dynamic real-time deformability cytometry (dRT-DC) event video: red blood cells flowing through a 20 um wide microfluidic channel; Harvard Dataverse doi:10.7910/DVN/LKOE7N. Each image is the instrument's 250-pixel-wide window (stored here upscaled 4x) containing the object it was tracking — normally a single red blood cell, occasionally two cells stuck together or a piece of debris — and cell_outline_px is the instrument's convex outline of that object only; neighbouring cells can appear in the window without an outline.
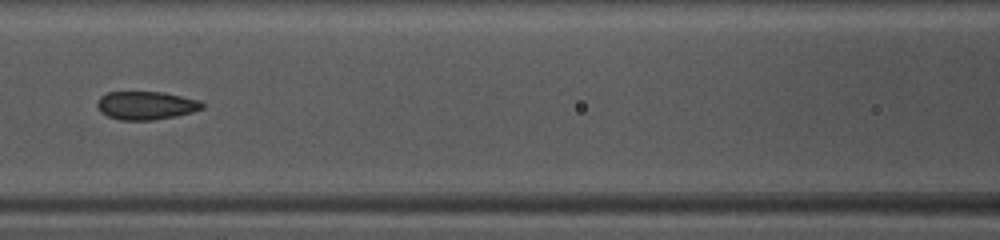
{"species": "common noctule bat (a hibernating species)", "species_latin": "Nyctalus noctula", "temperature_condition": "warm", "stored_images_in_passage": 28, "camera_frame_rate_fps": 3000, "um_per_image_px": 0.085, "animal": {"sex": "female", "body_mass_g": 10.0, "forearm_length_mm": 53.1}, "frame": {"image": 1, "passage_image": 13, "time_ms": 4.0, "image_size_px": [1000, 240], "cell_outline_px": [[204, 108], [192, 112], [176, 116], [152, 120], [120, 120], [108, 116], [100, 112], [96, 104], [100, 96], [108, 92], [164, 92], [200, 100], [204, 104]], "centroid_in_image_um": [12.41, 8.96], "position_along_channel_um": 154.2, "area_um2": 17.4}}